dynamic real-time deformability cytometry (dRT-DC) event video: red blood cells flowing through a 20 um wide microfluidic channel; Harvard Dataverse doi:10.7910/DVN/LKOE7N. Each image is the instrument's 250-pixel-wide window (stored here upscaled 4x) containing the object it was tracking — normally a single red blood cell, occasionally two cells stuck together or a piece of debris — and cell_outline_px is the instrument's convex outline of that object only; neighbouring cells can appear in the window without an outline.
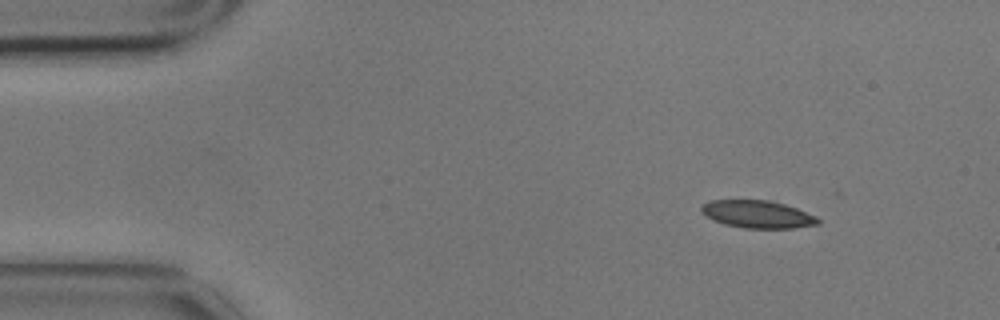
{"species": "common noctule bat (a hibernating species)", "species_latin": "Nyctalus noctula", "temperature_condition": "cold", "stored_images_in_passage": 4, "camera_frame_rate_fps": 3000, "um_per_image_px": 0.085, "animal": {"sex": "male", "body_mass_g": 17.9}, "frame": {"image": 1, "passage_image": 1, "time_ms": 0.0, "image_size_px": [1000, 320], "cell_outline_px": [[820, 224], [792, 228], [744, 228], [724, 224], [712, 220], [700, 212], [700, 208], [704, 204], [712, 200], [768, 200], [784, 204], [796, 208], [816, 216], [820, 220]], "centroid_in_image_um": [64.38, 18.21], "position_along_channel_um": 20.6, "area_um2": 18.73}}
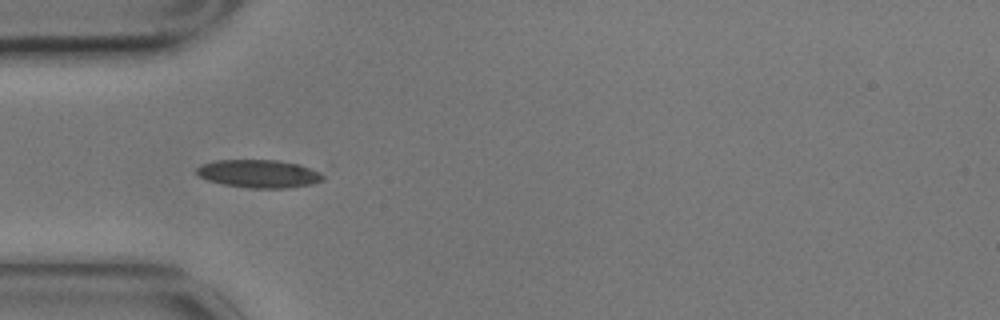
{"frame": {"image": 2, "passage_image": 3, "time_ms": 0.667, "image_size_px": [1000, 320], "cell_outline_px": [[324, 180], [312, 184], [288, 188], [252, 188], [224, 184], [208, 180], [196, 176], [196, 168], [200, 164], [216, 160], [276, 160], [324, 168]], "centroid_in_image_um": [22.11, 14.75], "position_along_channel_um": 62.9, "area_um2": 21.27}}